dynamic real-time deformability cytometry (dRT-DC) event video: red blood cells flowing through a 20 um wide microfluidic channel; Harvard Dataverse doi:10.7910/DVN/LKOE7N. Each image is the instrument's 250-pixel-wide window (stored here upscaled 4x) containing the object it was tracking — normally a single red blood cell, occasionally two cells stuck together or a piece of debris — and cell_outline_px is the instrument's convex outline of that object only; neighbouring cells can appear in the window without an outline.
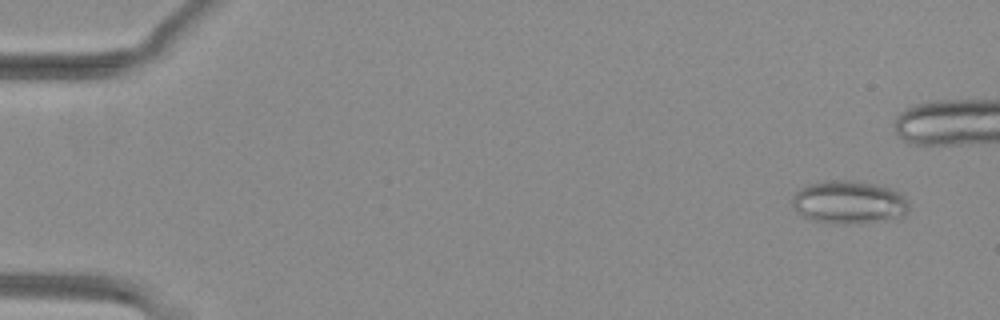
{"species": "common noctule bat (a hibernating species)", "species_latin": "Nyctalus noctula", "temperature_condition": "warm", "stored_images_in_passage": 44, "camera_frame_rate_fps": 3000, "um_per_image_px": 0.085, "animal": {"sex": "female", "body_mass_g": 29.2, "forearm_length_mm": 56.3}, "frame": {"image": 1, "passage_image": 4, "time_ms": 1.0, "image_size_px": [1000, 320], "cell_outline_px": [[908, 208], [904, 216], [860, 224], [832, 224], [812, 220], [796, 212], [792, 208], [792, 196], [800, 188], [808, 184], [824, 180], [856, 180], [876, 184], [892, 188], [900, 192], [908, 200]], "centroid_in_image_um": [72.14, 17.19], "position_along_channel_um": 12.9, "area_um2": 29.88}}
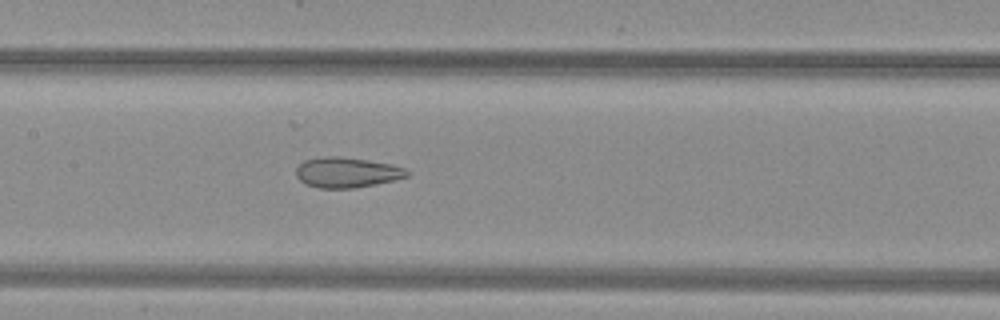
{"frame": {"image": 2, "passage_image": 27, "time_ms": 8.667, "image_size_px": [1000, 320], "cell_outline_px": [[412, 172], [408, 176], [396, 180], [376, 184], [352, 188], [320, 188], [304, 184], [296, 176], [296, 168], [304, 160], [328, 156], [336, 156], [368, 160], [392, 164], [404, 168]], "centroid_in_image_um": [29.51, 14.66], "position_along_channel_um": 177.9, "area_um2": 19.65}}
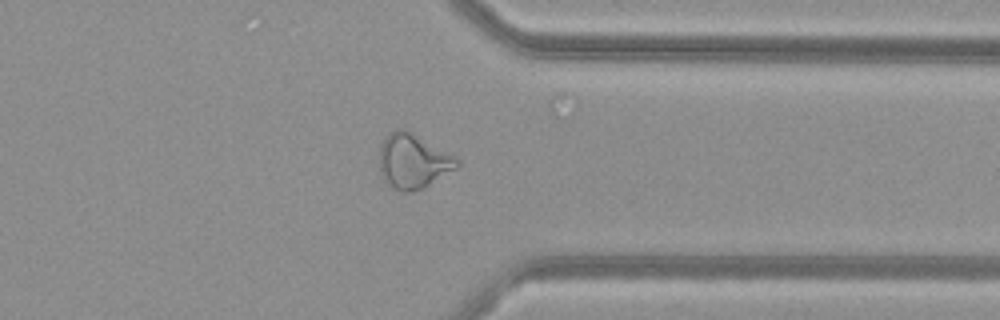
{"frame": {"image": 3, "passage_image": 42, "time_ms": 13.667, "image_size_px": [1000, 320], "cell_outline_px": [[460, 164], [456, 168], [424, 188], [408, 192], [400, 192], [380, 176], [380, 144], [384, 136], [396, 128], [404, 128], [460, 160]], "centroid_in_image_um": [35.07, 13.7], "position_along_channel_um": 376.3, "area_um2": 24.45}}